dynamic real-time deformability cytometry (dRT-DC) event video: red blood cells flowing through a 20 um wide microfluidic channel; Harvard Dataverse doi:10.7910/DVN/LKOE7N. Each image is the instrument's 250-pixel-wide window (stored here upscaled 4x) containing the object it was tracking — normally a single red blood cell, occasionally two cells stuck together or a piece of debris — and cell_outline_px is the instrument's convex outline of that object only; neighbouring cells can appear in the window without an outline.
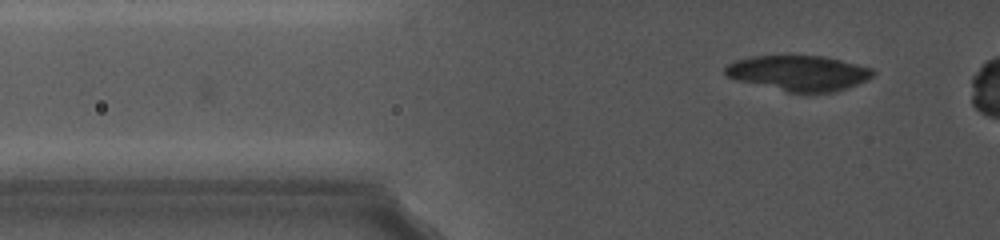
{"species": "common noctule bat (a hibernating species)", "species_latin": "Nyctalus noctula", "temperature_condition": "cold", "stored_images_in_passage": 5, "camera_frame_rate_fps": 5000, "um_per_image_px": 0.085, "animal": {"sex": "female", "body_mass_g": 19.0, "forearm_length_mm": 56.7}, "frame": {"image": 1, "passage_image": 5, "time_ms": 1.6, "image_size_px": [1000, 240], "cell_outline_px": [[876, 72], [868, 80], [848, 88], [832, 92], [788, 92], [740, 80], [728, 76], [724, 72], [724, 68], [728, 64], [736, 60], [752, 56], [824, 56], [872, 68]], "centroid_in_image_um": [67.94, 6.21], "position_along_channel_um": 57.9, "area_um2": 30.06}}